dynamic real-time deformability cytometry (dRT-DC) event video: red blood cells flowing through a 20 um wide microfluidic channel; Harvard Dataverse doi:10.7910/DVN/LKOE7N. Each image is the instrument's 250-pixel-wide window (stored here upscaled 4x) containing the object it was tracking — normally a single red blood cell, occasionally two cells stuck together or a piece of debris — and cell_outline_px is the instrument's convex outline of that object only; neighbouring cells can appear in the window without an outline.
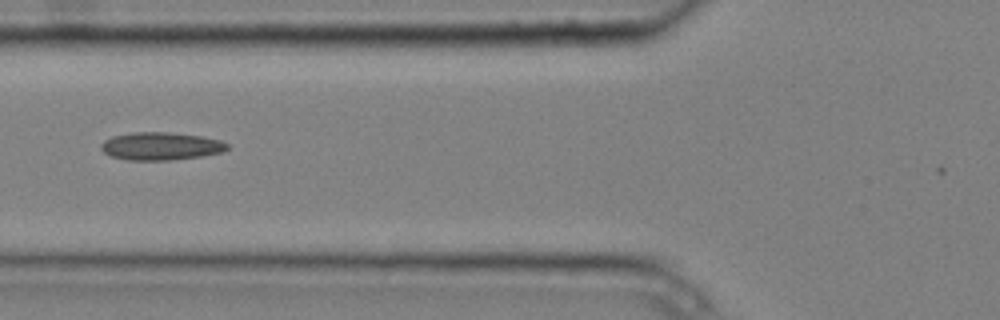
{"species": "common noctule bat (a hibernating species)", "species_latin": "Nyctalus noctula", "temperature_condition": "cold", "stored_images_in_passage": 6, "camera_frame_rate_fps": 3000, "um_per_image_px": 0.085, "animal": {"sex": "male", "body_mass_g": 20.4}, "frame": {"image": 1, "passage_image": 6, "time_ms": 1.667, "image_size_px": [1000, 320], "cell_outline_px": [[228, 148], [220, 152], [200, 156], [168, 160], [128, 160], [112, 156], [104, 152], [100, 148], [100, 144], [104, 140], [112, 136], [132, 132], [168, 132], [200, 136], [220, 140], [228, 144]], "centroid_in_image_um": [13.62, 12.41], "position_along_channel_um": 112.2, "area_um2": 20.29}}